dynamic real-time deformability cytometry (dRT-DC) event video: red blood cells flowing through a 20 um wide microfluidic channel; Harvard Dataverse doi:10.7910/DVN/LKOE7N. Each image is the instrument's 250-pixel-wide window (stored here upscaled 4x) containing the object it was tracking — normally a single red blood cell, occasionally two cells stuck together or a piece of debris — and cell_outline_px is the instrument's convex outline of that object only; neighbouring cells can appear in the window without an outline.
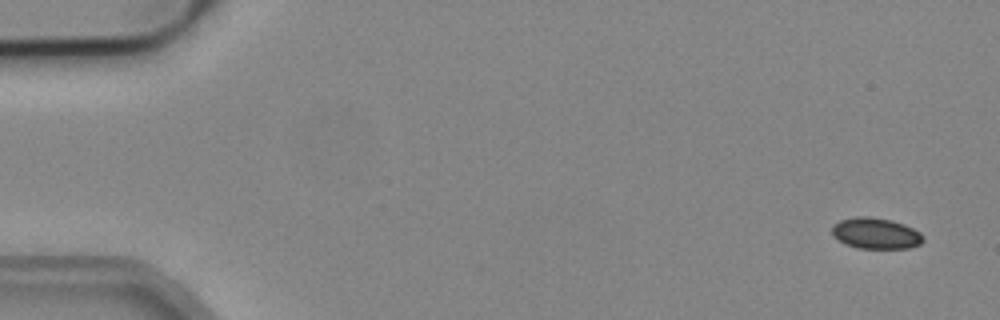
{"species": "common noctule bat (a hibernating species)", "species_latin": "Nyctalus noctula", "temperature_condition": "cold", "stored_images_in_passage": 8, "camera_frame_rate_fps": 3000, "um_per_image_px": 0.085, "animal": {"sex": "male", "body_mass_g": 19.2, "forearm_length_mm": 51.8}, "frame": {"image": 1, "passage_image": 1, "time_ms": 0.0, "image_size_px": [1000, 320], "cell_outline_px": [[924, 240], [920, 244], [908, 248], [856, 248], [844, 244], [832, 236], [832, 224], [840, 220], [856, 216], [868, 216], [892, 220], [904, 224], [920, 232], [924, 236]], "centroid_in_image_um": [74.41, 19.83], "position_along_channel_um": 10.6, "area_um2": 16.7}}
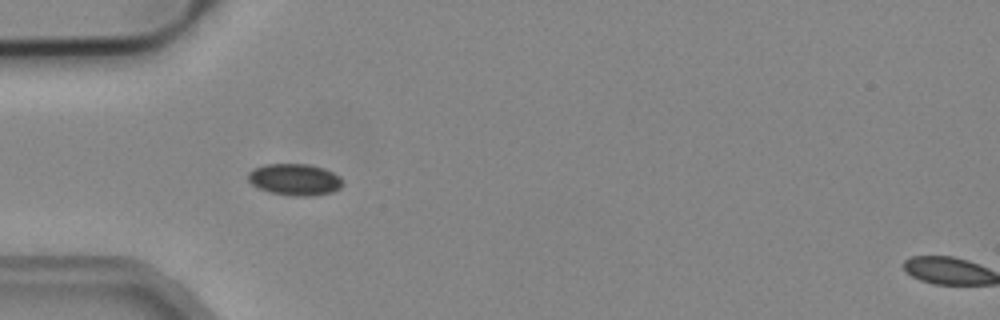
{"frame": {"image": 2, "passage_image": 5, "time_ms": 1.333, "image_size_px": [1000, 320], "cell_outline_px": [[344, 184], [340, 188], [332, 192], [312, 196], [292, 196], [268, 192], [252, 184], [248, 180], [248, 172], [264, 164], [308, 164], [324, 168], [340, 176]], "centroid_in_image_um": [25.08, 15.26], "position_along_channel_um": 59.9, "area_um2": 17.51}}
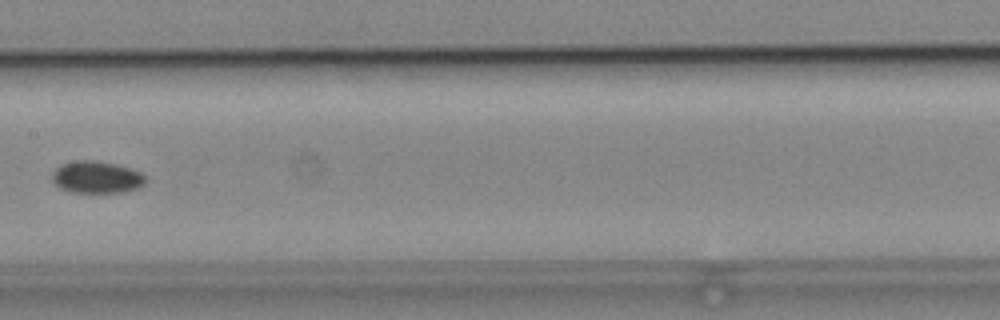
{"frame": {"image": 3, "passage_image": 8, "time_ms": 2.333, "image_size_px": [1000, 320], "cell_outline_px": [[148, 180], [140, 188], [124, 192], [68, 192], [60, 188], [52, 180], [52, 172], [56, 168], [64, 164], [76, 160], [92, 160], [112, 164], [128, 168], [140, 172]], "centroid_in_image_um": [8.22, 15.08], "position_along_channel_um": 199.2, "area_um2": 17.34}}